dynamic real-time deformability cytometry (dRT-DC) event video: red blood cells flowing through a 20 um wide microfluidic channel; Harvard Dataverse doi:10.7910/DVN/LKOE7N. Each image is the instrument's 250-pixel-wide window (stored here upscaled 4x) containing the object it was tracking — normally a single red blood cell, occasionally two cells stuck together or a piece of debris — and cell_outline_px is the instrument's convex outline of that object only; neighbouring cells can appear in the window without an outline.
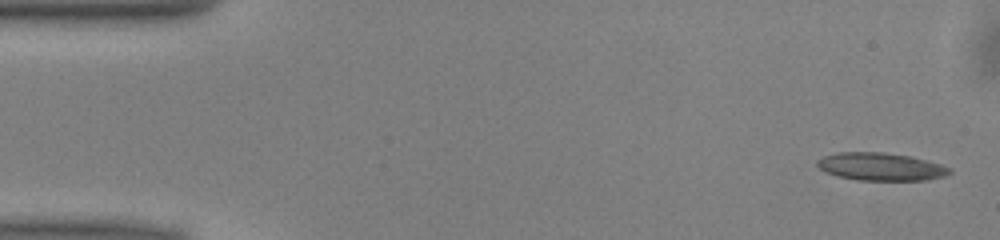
{"species": "common noctule bat (a hibernating species)", "species_latin": "Nyctalus noctula", "temperature_condition": "warm", "stored_images_in_passage": 45, "camera_frame_rate_fps": 3000, "um_per_image_px": 0.085, "animal": {"sex": "male", "body_mass_g": 13.0, "forearm_length_mm": 53.1}, "frame": {"image": 1, "passage_image": 1, "time_ms": 0.0, "image_size_px": [1000, 240], "cell_outline_px": [[952, 172], [944, 176], [928, 180], [856, 180], [836, 176], [824, 172], [816, 164], [816, 160], [824, 156], [840, 152], [884, 152], [912, 156], [940, 164], [952, 168]], "centroid_in_image_um": [74.87, 14.17], "position_along_channel_um": 10.1, "area_um2": 21.62}}
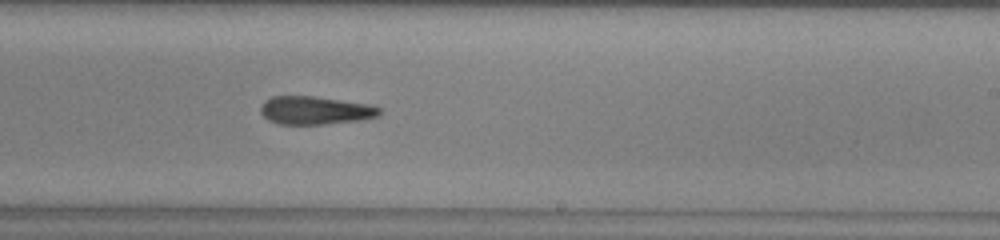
{"frame": {"image": 2, "passage_image": 29, "time_ms": 9.333, "image_size_px": [1000, 240], "cell_outline_px": [[380, 112], [376, 116], [360, 120], [324, 124], [280, 124], [268, 120], [260, 112], [260, 108], [264, 100], [272, 96], [312, 96], [372, 104], [380, 108]], "centroid_in_image_um": [26.77, 9.37], "position_along_channel_um": 262.2, "area_um2": 19.48}}
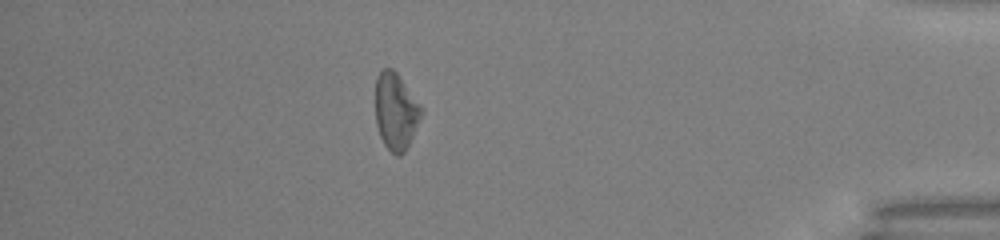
{"frame": {"image": 3, "passage_image": 43, "time_ms": 14.0, "image_size_px": [1000, 240], "cell_outline_px": [[424, 108], [412, 136], [404, 152], [400, 156], [396, 156], [384, 144], [380, 136], [376, 124], [376, 76], [384, 68], [392, 68], [396, 72]], "centroid_in_image_um": [33.64, 9.45], "position_along_channel_um": 401.6, "area_um2": 20.35}}